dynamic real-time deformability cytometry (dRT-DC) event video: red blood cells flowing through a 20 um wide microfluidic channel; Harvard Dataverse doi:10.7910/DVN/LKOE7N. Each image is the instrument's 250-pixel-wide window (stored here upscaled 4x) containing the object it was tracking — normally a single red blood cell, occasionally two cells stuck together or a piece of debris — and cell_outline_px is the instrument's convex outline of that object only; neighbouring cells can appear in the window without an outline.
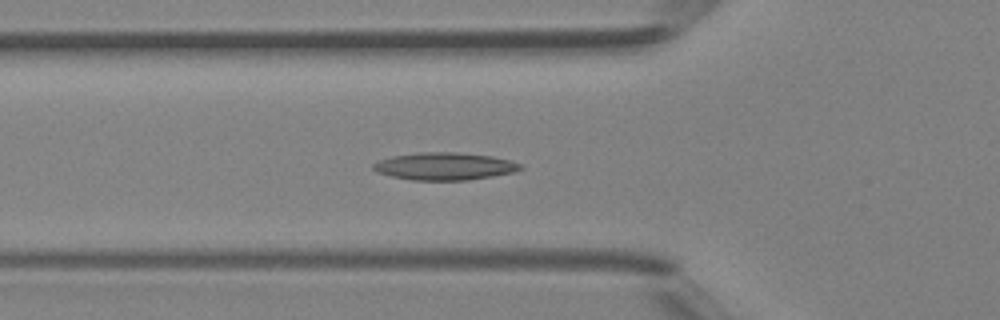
{"species": "Egyptian fruit bat (a non-hibernating species)", "species_latin": "Rousettus aegyptiacus", "temperature_condition": "room temperature", "stored_images_in_passage": 30, "camera_frame_rate_fps": 3000, "um_per_image_px": 0.085, "animal": {"sex": "female"}, "frame": {"image": 1, "passage_image": 2, "time_ms": 0.333, "image_size_px": [1000, 320], "cell_outline_px": [[524, 168], [512, 172], [492, 176], [468, 180], [412, 180], [392, 176], [376, 172], [372, 168], [372, 164], [376, 160], [392, 156], [416, 152], [456, 152], [492, 156], [524, 164]], "centroid_in_image_um": [37.76, 14.12], "position_along_channel_um": 88.0, "area_um2": 23.7}}
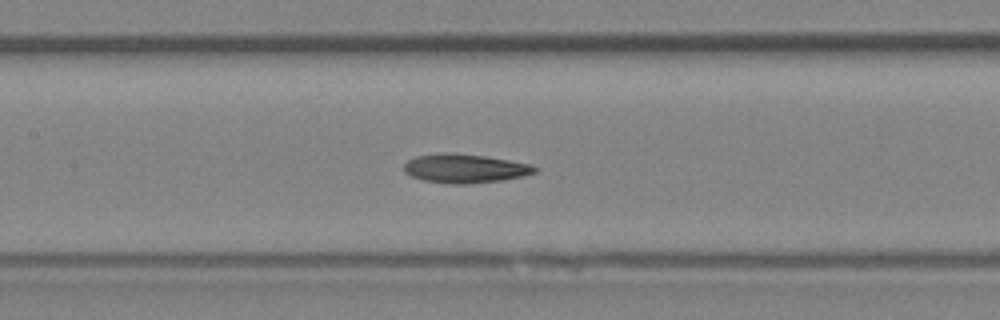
{"frame": {"image": 2, "passage_image": 7, "time_ms": 2.0, "image_size_px": [1000, 320], "cell_outline_px": [[536, 172], [524, 176], [500, 180], [468, 184], [452, 184], [424, 180], [412, 176], [404, 172], [404, 164], [408, 160], [416, 156], [444, 152], [484, 156], [532, 164], [536, 168]], "centroid_in_image_um": [39.51, 14.32], "position_along_channel_um": 167.9, "area_um2": 21.85}}
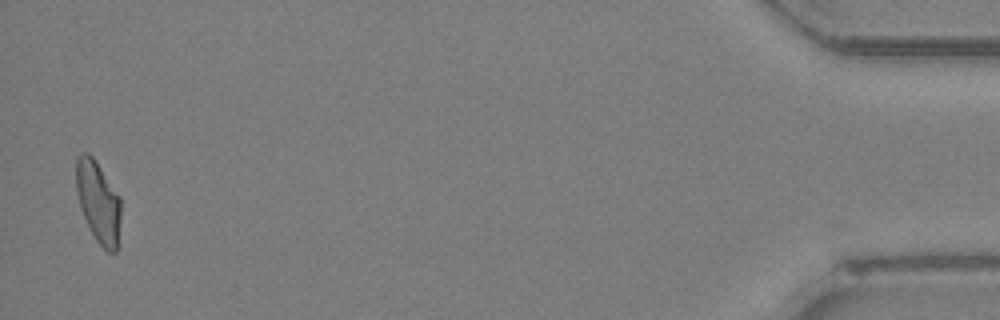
{"frame": {"image": 3, "passage_image": 29, "time_ms": 9.333, "image_size_px": [1000, 320], "cell_outline_px": [[120, 216], [116, 252], [108, 252], [96, 240], [80, 208], [76, 192], [76, 156], [80, 152], [88, 152], [92, 156], [120, 196]], "centroid_in_image_um": [8.33, 17.11], "position_along_channel_um": 426.9, "area_um2": 21.04}}